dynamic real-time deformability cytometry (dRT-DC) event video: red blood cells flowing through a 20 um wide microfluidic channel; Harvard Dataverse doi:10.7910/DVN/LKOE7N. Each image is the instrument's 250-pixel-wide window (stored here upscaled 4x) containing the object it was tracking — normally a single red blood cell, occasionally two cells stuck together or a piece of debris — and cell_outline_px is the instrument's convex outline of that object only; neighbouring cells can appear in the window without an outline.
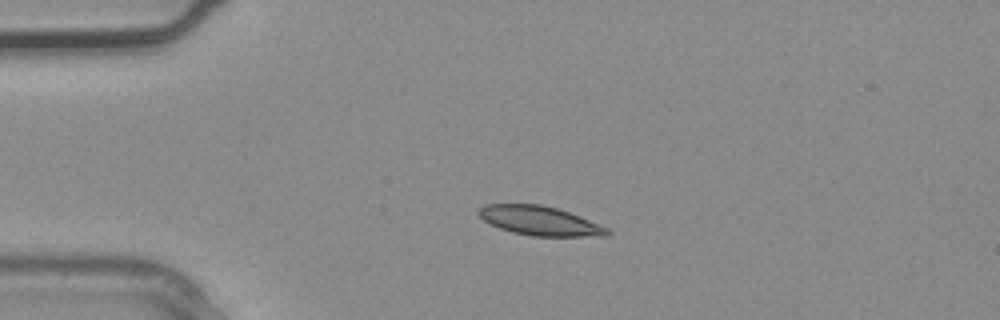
{"species": "common noctule bat (a hibernating species)", "species_latin": "Nyctalus noctula", "temperature_condition": "warm", "stored_images_in_passage": 2, "camera_frame_rate_fps": 3000, "um_per_image_px": 0.085, "animal": {"sex": "male", "body_mass_g": 20.4}, "frame": {"image": 1, "passage_image": 2, "time_ms": 0.333, "image_size_px": [1000, 320], "cell_outline_px": [[612, 232], [608, 236], [532, 236], [512, 232], [500, 228], [484, 220], [476, 212], [484, 204], [540, 204], [556, 208], [580, 216], [608, 228]], "centroid_in_image_um": [45.89, 18.77], "position_along_channel_um": 39.1, "area_um2": 21.79}}